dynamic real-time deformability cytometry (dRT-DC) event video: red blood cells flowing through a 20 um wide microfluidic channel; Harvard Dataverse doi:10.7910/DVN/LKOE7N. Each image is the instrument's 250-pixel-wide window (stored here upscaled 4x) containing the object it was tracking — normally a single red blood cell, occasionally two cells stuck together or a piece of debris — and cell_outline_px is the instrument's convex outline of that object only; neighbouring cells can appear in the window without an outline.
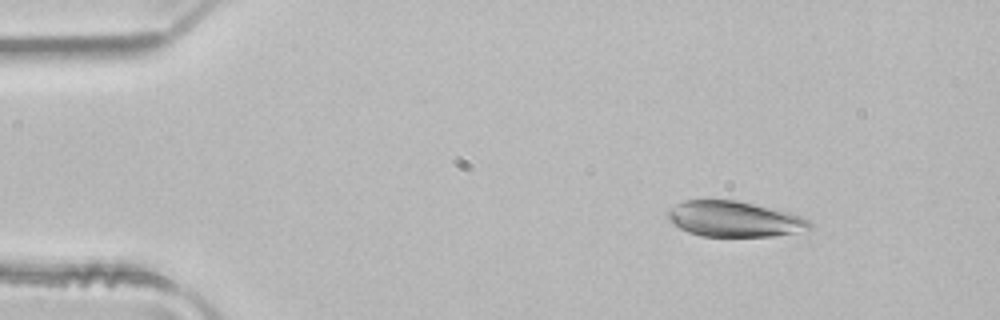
{"species": "common noctule bat (a hibernating species)", "species_latin": "Nyctalus noctula", "temperature_condition": "room temperature", "stored_images_in_passage": 4, "camera_frame_rate_fps": 3000, "um_per_image_px": 0.085, "animal": {"sex": "male", "body_mass_g": 21.5, "forearm_length_mm": 52.0}, "frame": {"image": 1, "passage_image": 1, "time_ms": 0.0, "image_size_px": [1000, 320], "cell_outline_px": [[812, 228], [796, 232], [772, 236], [700, 236], [688, 232], [672, 224], [668, 220], [668, 208], [684, 200], [736, 200], [792, 212], [808, 220], [812, 224]], "centroid_in_image_um": [62.4, 18.61], "position_along_channel_um": 22.6, "area_um2": 29.54}}
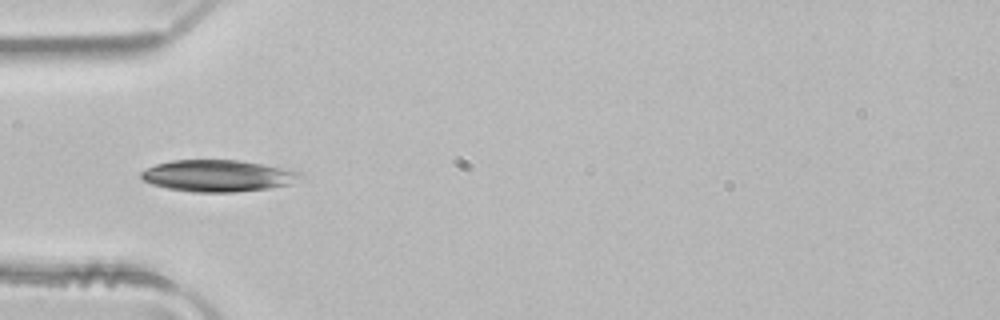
{"frame": {"image": 2, "passage_image": 3, "time_ms": 0.667, "image_size_px": [1000, 320], "cell_outline_px": [[304, 176], [292, 184], [268, 188], [232, 192], [192, 192], [168, 188], [152, 184], [144, 180], [140, 176], [140, 172], [156, 164], [172, 160], [240, 160], [288, 168], [304, 172]], "centroid_in_image_um": [18.59, 14.93], "position_along_channel_um": 66.4, "area_um2": 29.59}}
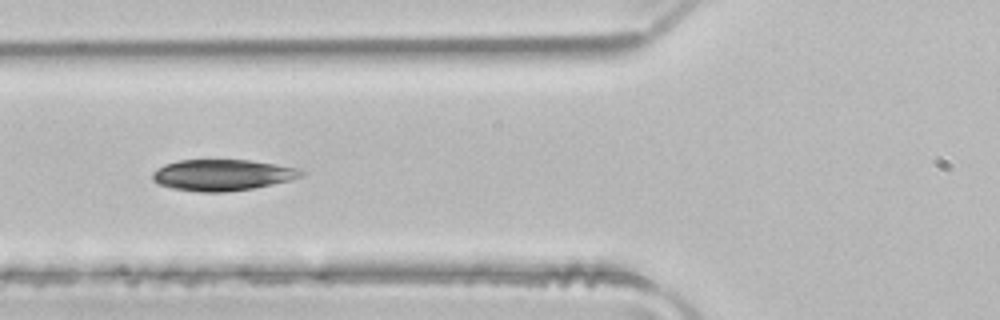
{"frame": {"image": 3, "passage_image": 4, "time_ms": 1.0, "image_size_px": [1000, 320], "cell_outline_px": [[304, 176], [272, 184], [252, 188], [224, 192], [200, 192], [172, 188], [156, 184], [152, 180], [152, 172], [156, 168], [164, 164], [180, 160], [248, 160], [300, 168], [304, 172]], "centroid_in_image_um": [18.85, 14.87], "position_along_channel_um": 106.9, "area_um2": 27.05}}